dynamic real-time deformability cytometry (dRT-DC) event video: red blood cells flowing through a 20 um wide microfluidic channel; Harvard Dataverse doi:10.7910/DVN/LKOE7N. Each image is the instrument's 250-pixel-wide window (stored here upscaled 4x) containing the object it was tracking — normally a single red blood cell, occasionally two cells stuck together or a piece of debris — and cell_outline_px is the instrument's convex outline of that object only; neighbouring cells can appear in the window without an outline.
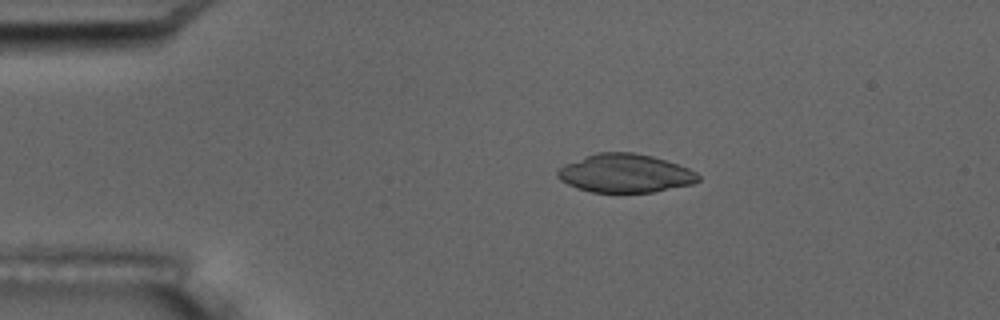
{"species": "common noctule bat (a hibernating species)", "species_latin": "Nyctalus noctula", "temperature_condition": "room temperature", "stored_images_in_passage": 2, "camera_frame_rate_fps": 3000, "um_per_image_px": 0.085, "animal": {"sex": "male", "body_mass_g": 17.5, "forearm_length_mm": 52.3}, "frame": {"image": 1, "passage_image": 2, "time_ms": 3.333, "image_size_px": [1000, 320], "cell_outline_px": [[700, 180], [692, 184], [652, 192], [592, 192], [576, 188], [560, 180], [556, 176], [556, 172], [564, 164], [584, 156], [596, 152], [632, 152], [652, 156], [688, 168], [696, 172], [700, 176]], "centroid_in_image_um": [53.1, 14.73], "position_along_channel_um": 31.9, "area_um2": 31.5}}